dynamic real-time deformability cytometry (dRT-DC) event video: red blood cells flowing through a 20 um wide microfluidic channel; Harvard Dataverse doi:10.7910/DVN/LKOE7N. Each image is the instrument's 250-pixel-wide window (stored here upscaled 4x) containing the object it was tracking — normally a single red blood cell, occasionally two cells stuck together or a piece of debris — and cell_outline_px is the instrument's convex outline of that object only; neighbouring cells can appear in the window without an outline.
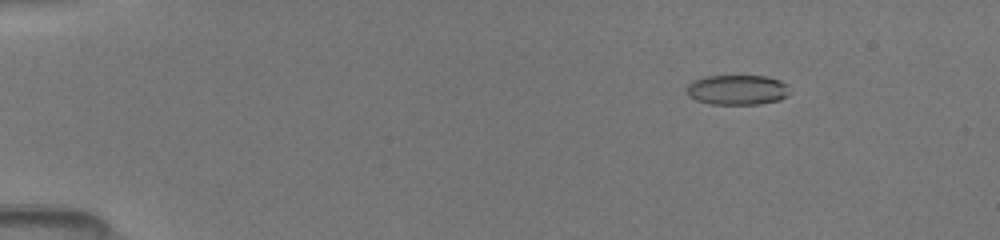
{"species": "common noctule bat (a hibernating species)", "species_latin": "Nyctalus noctula", "temperature_condition": "room temperature", "stored_images_in_passage": 34, "camera_frame_rate_fps": 3000, "um_per_image_px": 0.085, "animal": {"sex": "female", "body_mass_g": 19.5, "forearm_length_mm": 54.1}, "frame": {"image": 1, "passage_image": 5, "time_ms": 2.333, "image_size_px": [1000, 240], "cell_outline_px": [[792, 92], [788, 96], [780, 100], [760, 104], [712, 104], [696, 100], [688, 96], [684, 88], [692, 80], [704, 76], [768, 76], [780, 80], [788, 84]], "centroid_in_image_um": [62.69, 7.63], "position_along_channel_um": 22.3, "area_um2": 18.5}}
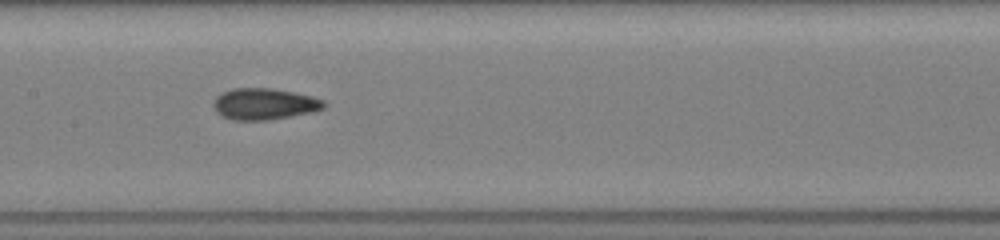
{"frame": {"image": 2, "passage_image": 17, "time_ms": 8.667, "image_size_px": [1000, 240], "cell_outline_px": [[328, 104], [324, 108], [316, 112], [268, 120], [232, 120], [220, 116], [212, 108], [212, 100], [220, 92], [232, 88], [272, 88], [312, 96], [324, 100]], "centroid_in_image_um": [22.44, 8.84], "position_along_channel_um": 185.0, "area_um2": 20.75}}
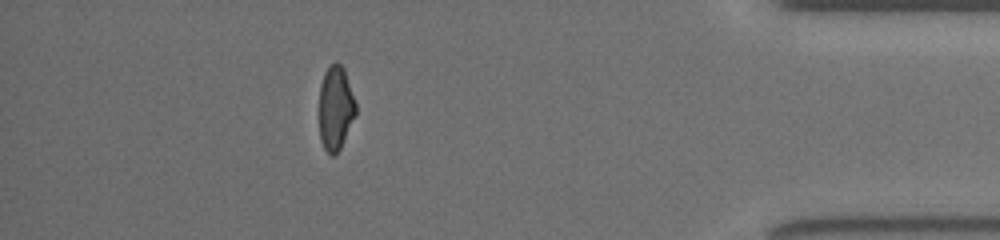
{"frame": {"image": 3, "passage_image": 29, "time_ms": 15.0, "image_size_px": [1000, 240], "cell_outline_px": [[356, 112], [340, 148], [332, 156], [324, 148], [320, 140], [320, 84], [324, 72], [336, 60], [344, 68], [356, 104]], "centroid_in_image_um": [28.52, 9.15], "position_along_channel_um": 406.7, "area_um2": 17.63}}